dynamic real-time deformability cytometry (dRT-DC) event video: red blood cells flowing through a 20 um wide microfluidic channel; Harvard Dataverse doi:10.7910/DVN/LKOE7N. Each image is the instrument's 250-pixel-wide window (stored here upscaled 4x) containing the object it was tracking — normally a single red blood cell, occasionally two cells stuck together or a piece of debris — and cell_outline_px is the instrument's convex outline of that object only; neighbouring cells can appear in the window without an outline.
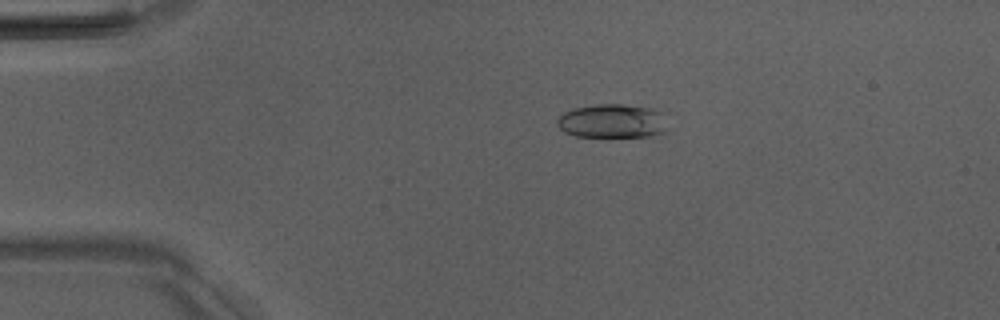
{"species": "Egyptian fruit bat (a non-hibernating species)", "species_latin": "Rousettus aegyptiacus", "temperature_condition": "room temperature", "stored_images_in_passage": 42, "camera_frame_rate_fps": 3000, "um_per_image_px": 0.085, "animal": {"sex": "male"}, "frame": {"image": 1, "passage_image": 1, "time_ms": 0.0, "image_size_px": [1000, 320], "cell_outline_px": [[672, 128], [664, 136], [576, 136], [564, 132], [556, 124], [556, 120], [564, 112], [576, 108], [596, 104], [624, 104], [652, 108], [672, 112]], "centroid_in_image_um": [52.32, 10.29], "position_along_channel_um": 32.7, "area_um2": 23.18}}
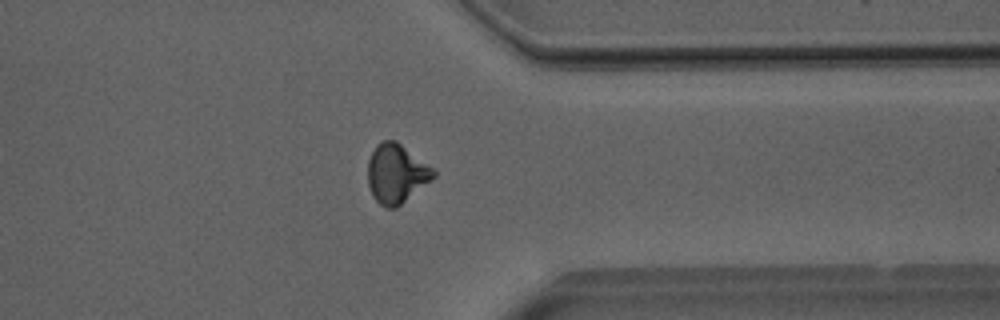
{"frame": {"image": 2, "passage_image": 31, "time_ms": 10.0, "image_size_px": [1000, 320], "cell_outline_px": [[436, 176], [432, 180], [396, 208], [388, 208], [380, 204], [372, 196], [368, 184], [368, 160], [376, 144], [384, 140], [396, 140], [432, 168], [436, 172]], "centroid_in_image_um": [33.67, 14.76], "position_along_channel_um": 377.7, "area_um2": 22.48}}
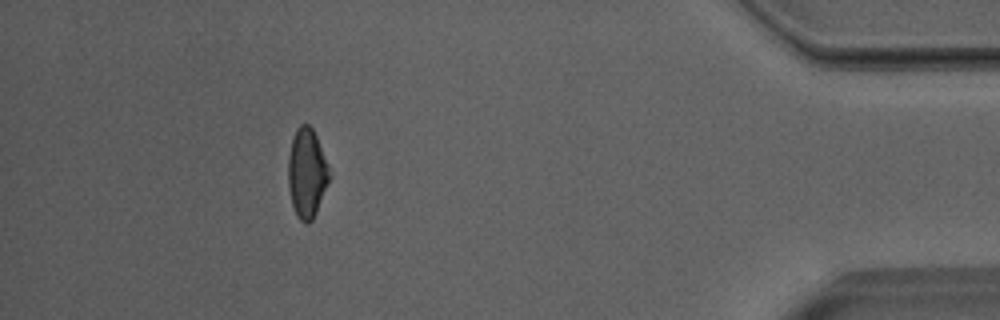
{"frame": {"image": 3, "passage_image": 37, "time_ms": 12.0, "image_size_px": [1000, 320], "cell_outline_px": [[328, 180], [316, 212], [312, 220], [308, 224], [304, 224], [296, 216], [292, 204], [288, 188], [288, 156], [292, 140], [296, 128], [300, 124], [308, 124], [312, 128], [316, 136], [328, 164]], "centroid_in_image_um": [26.04, 14.72], "position_along_channel_um": 409.2, "area_um2": 21.15}, "authors_computed_cell_mechanics": {"area_um2": 21.5016, "velocity_mm_per_s": 4.012, "shape_relaxation_time_tau1_ms": 3.9129, "shape_relaxation_time_tau2_ms": 1.6652, "deformation_change_tau1": 0.1446, "deformation_change_tau2": 0.0686}}